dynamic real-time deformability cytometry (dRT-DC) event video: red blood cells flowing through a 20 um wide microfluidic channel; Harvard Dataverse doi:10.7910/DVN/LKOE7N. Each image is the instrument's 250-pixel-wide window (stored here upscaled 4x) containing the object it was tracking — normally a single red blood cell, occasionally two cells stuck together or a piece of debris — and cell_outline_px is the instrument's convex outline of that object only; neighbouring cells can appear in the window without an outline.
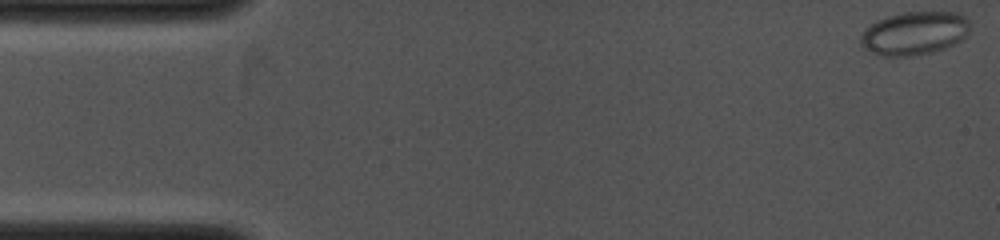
{"species": "common noctule bat (a hibernating species)", "species_latin": "Nyctalus noctula", "temperature_condition": "cold", "stored_images_in_passage": 33, "camera_frame_rate_fps": 4000, "um_per_image_px": 0.085, "animal": {"sex": "female", "body_mass_g": 19.0, "forearm_length_mm": 53.3}, "frame": {"image": 1, "passage_image": 1, "time_ms": 0.0, "image_size_px": [1000, 240], "cell_outline_px": [[968, 36], [956, 44], [932, 52], [912, 56], [880, 56], [864, 48], [860, 44], [860, 36], [864, 28], [876, 20], [888, 16], [904, 12], [956, 12], [964, 16], [968, 20]], "centroid_in_image_um": [77.7, 2.83], "position_along_channel_um": 7.3, "area_um2": 27.86}}
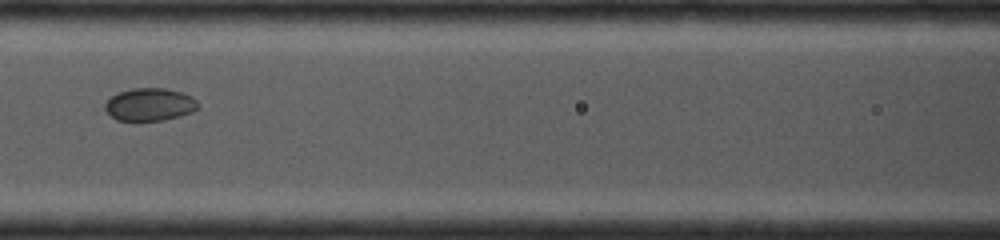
{"frame": {"image": 2, "passage_image": 15, "time_ms": 5.25, "image_size_px": [1000, 240], "cell_outline_px": [[196, 108], [192, 112], [160, 120], [116, 120], [104, 108], [104, 104], [116, 92], [132, 88], [164, 88], [180, 92], [192, 96], [196, 100]], "centroid_in_image_um": [12.68, 8.86], "position_along_channel_um": 153.9, "area_um2": 17.4}}
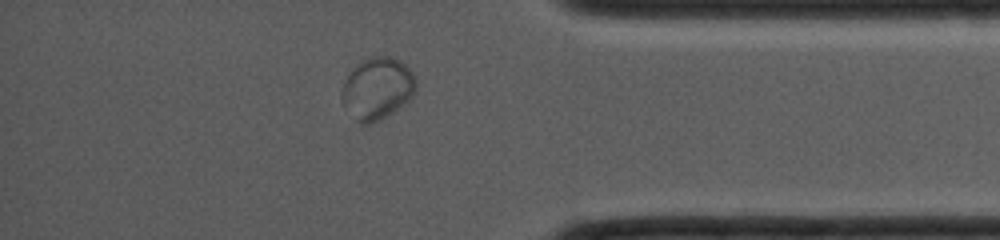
{"frame": {"image": 3, "passage_image": 29, "time_ms": 10.25, "image_size_px": [1000, 240], "cell_outline_px": [[416, 88], [412, 96], [404, 104], [392, 112], [368, 124], [360, 124], [356, 120], [340, 96], [340, 92], [344, 80], [356, 64], [360, 60], [368, 56], [392, 56], [404, 64], [412, 72], [416, 80]], "centroid_in_image_um": [32.06, 7.47], "position_along_channel_um": 403.1, "area_um2": 26.53}}